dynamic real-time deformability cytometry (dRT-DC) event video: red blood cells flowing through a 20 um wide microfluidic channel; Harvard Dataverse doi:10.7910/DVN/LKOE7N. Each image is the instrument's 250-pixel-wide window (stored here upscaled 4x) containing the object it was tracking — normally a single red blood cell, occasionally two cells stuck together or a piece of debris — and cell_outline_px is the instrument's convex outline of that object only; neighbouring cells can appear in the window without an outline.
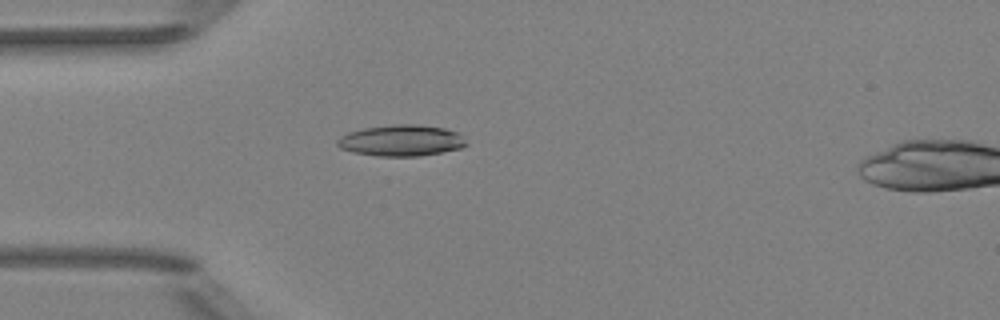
{"species": "Egyptian fruit bat (a non-hibernating species)", "species_latin": "Rousettus aegyptiacus", "temperature_condition": "room temperature", "stored_images_in_passage": 4, "camera_frame_rate_fps": 3000, "um_per_image_px": 0.085, "animal": {"sex": "female"}, "frame": {"image": 1, "passage_image": 4, "time_ms": 4.333, "image_size_px": [1000, 320], "cell_outline_px": [[468, 144], [460, 148], [420, 156], [376, 156], [352, 152], [340, 148], [336, 144], [336, 140], [340, 136], [348, 132], [364, 128], [392, 124], [416, 124], [444, 128], [456, 132]], "centroid_in_image_um": [34.05, 11.94], "position_along_channel_um": 51.0, "area_um2": 23.41}}